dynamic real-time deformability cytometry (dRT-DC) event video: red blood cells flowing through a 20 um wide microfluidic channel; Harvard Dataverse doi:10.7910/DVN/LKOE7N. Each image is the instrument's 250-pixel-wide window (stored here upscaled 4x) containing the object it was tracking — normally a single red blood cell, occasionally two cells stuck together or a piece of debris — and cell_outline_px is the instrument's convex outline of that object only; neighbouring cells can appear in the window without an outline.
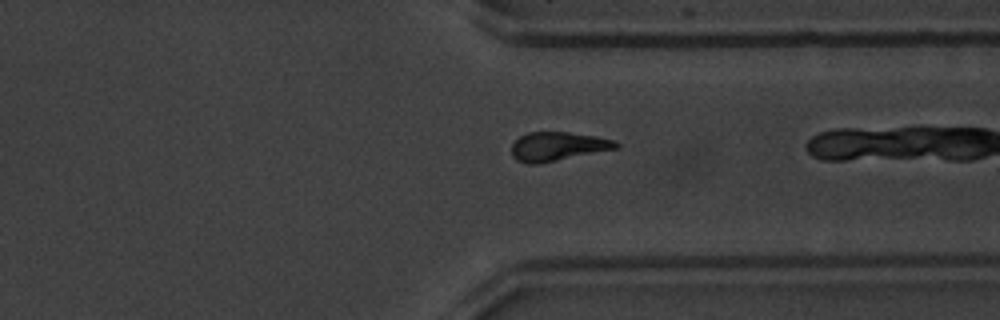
{"species": "common noctule bat (a hibernating species)", "species_latin": "Nyctalus noctula", "temperature_condition": "warm", "stored_images_in_passage": 39, "camera_frame_rate_fps": 3000, "um_per_image_px": 0.085, "animal": {"sex": "male", "body_mass_g": 20.1, "forearm_length_mm": 53.5}, "frame": {"image": 1, "passage_image": 38, "time_ms": 12.333, "image_size_px": [1000, 320], "cell_outline_px": [[620, 148], [540, 164], [528, 164], [516, 160], [512, 156], [512, 144], [520, 136], [528, 132], [568, 132], [596, 136], [612, 140], [620, 144]], "centroid_in_image_um": [47.41, 12.46], "position_along_channel_um": 364.0, "area_um2": 17.74}}